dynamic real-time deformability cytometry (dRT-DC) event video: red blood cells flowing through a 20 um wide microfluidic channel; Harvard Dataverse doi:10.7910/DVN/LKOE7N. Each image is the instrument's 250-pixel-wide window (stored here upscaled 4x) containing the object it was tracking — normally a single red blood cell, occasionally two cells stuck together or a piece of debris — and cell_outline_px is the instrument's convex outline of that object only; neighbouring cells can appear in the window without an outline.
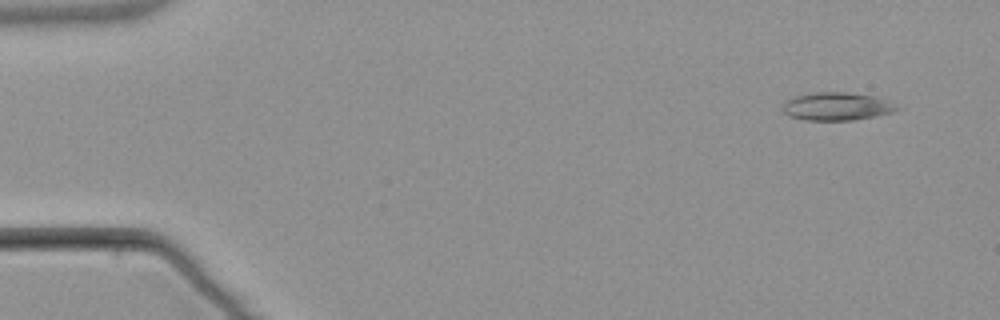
{"species": "common noctule bat (a hibernating species)", "species_latin": "Nyctalus noctula", "temperature_condition": "warm", "stored_images_in_passage": 4, "camera_frame_rate_fps": 3000, "um_per_image_px": 0.085, "animal": {"sex": "male", "body_mass_g": 21.5, "forearm_length_mm": 52.0}, "frame": {"image": 1, "passage_image": 1, "time_ms": 0.0, "image_size_px": [1000, 320], "cell_outline_px": [[904, 108], [892, 112], [876, 116], [852, 120], [804, 120], [788, 116], [780, 108], [784, 100], [796, 96], [812, 92], [848, 92], [880, 96]], "centroid_in_image_um": [71.15, 9.03], "position_along_channel_um": 13.9, "area_um2": 19.19}}
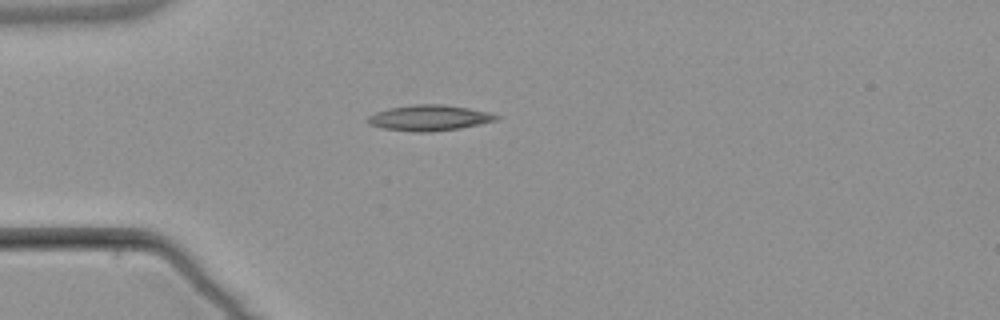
{"frame": {"image": 2, "passage_image": 4, "time_ms": 3.667, "image_size_px": [1000, 320], "cell_outline_px": [[500, 116], [496, 120], [480, 124], [460, 128], [432, 132], [412, 132], [384, 128], [368, 124], [368, 116], [376, 112], [388, 108], [412, 104], [444, 104], [468, 108], [488, 112]], "centroid_in_image_um": [36.47, 10.01], "position_along_channel_um": 48.5, "area_um2": 19.25}}